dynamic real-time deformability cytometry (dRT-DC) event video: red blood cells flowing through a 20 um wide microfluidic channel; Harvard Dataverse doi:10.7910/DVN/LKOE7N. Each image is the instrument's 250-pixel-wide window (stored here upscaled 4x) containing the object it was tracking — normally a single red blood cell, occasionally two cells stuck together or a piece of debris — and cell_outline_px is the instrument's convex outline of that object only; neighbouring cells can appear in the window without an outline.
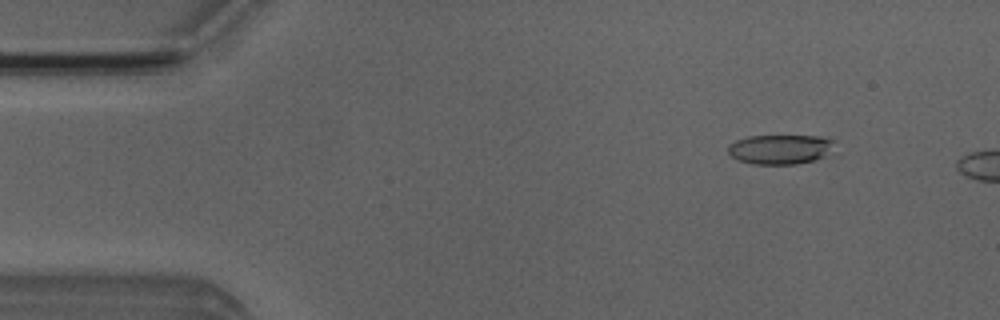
{"species": "Egyptian fruit bat (a non-hibernating species)", "species_latin": "Rousettus aegyptiacus", "temperature_condition": "room temperature", "stored_images_in_passage": 4, "camera_frame_rate_fps": 3000, "um_per_image_px": 0.085, "animal": {"sex": "male"}, "frame": {"image": 1, "passage_image": 2, "time_ms": 1.333, "image_size_px": [1000, 320], "cell_outline_px": [[836, 140], [824, 156], [816, 160], [796, 164], [752, 164], [736, 160], [728, 152], [728, 144], [736, 140], [748, 136], [820, 136]], "centroid_in_image_um": [66.27, 12.69], "position_along_channel_um": 18.7, "area_um2": 18.38}}